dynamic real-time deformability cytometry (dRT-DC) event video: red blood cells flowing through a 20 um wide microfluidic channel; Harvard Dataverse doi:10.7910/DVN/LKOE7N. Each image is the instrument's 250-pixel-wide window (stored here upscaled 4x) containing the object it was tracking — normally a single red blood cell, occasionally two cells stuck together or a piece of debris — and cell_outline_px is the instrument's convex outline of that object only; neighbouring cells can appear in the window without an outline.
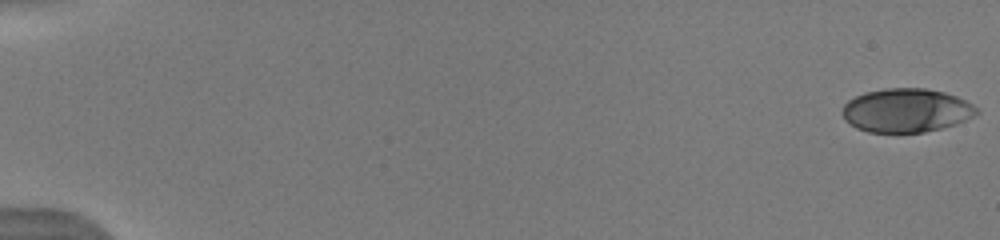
{"species": "human", "species_latin": "Homo sapiens", "temperature_condition": "warm", "stored_images_in_passage": 53, "camera_frame_rate_fps": 3000, "um_per_image_px": 0.085, "donor": {"sex": "male"}, "frame": {"image": 1, "passage_image": 1, "time_ms": 0.0, "image_size_px": [1000, 240], "cell_outline_px": [[980, 112], [956, 124], [924, 132], [868, 132], [856, 128], [848, 124], [844, 120], [840, 112], [844, 104], [848, 100], [864, 92], [884, 88], [924, 88], [944, 92], [956, 96], [972, 104]], "centroid_in_image_um": [76.97, 9.38], "position_along_channel_um": 8.0, "area_um2": 34.33}}
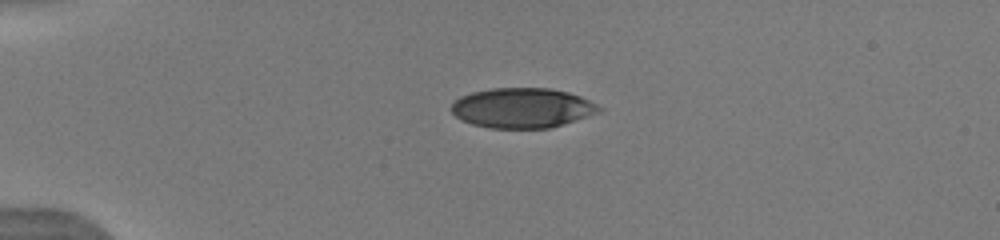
{"frame": {"image": 2, "passage_image": 14, "time_ms": 4.333, "image_size_px": [1000, 240], "cell_outline_px": [[604, 108], [600, 112], [548, 128], [488, 128], [472, 124], [456, 116], [452, 112], [452, 104], [460, 96], [472, 92], [492, 88], [548, 88], [568, 92], [580, 96]], "centroid_in_image_um": [44.39, 9.17], "position_along_channel_um": 40.6, "area_um2": 34.1}}
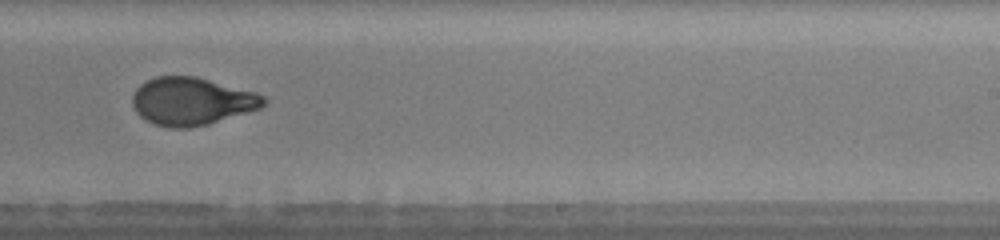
{"frame": {"image": 3, "passage_image": 35, "time_ms": 11.333, "image_size_px": [1000, 240], "cell_outline_px": [[268, 100], [260, 108], [208, 124], [188, 128], [172, 128], [156, 124], [144, 120], [132, 108], [132, 96], [136, 88], [140, 84], [156, 76], [196, 76], [256, 92], [264, 96]], "centroid_in_image_um": [16.27, 8.6], "position_along_channel_um": 272.7, "area_um2": 36.59}, "authors_computed_cell_mechanics": {"area_um2": 35.9516, "velocity_mm_per_s": 3.9809, "shape_relaxation_time_tau1_ms": 5.6231, "shape_relaxation_time_tau2_ms": 0.7288, "deformation_change_tau1": 0.23, "deformation_change_tau2": 0.0637}}